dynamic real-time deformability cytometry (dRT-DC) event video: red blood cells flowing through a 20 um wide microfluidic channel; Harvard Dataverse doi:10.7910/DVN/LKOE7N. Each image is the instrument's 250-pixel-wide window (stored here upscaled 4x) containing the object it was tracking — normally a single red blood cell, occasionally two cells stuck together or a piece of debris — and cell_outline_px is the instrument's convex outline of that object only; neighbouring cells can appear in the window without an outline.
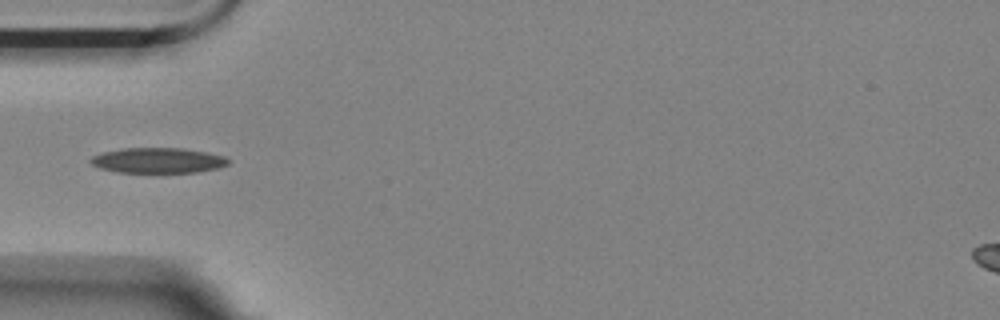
{"species": "Egyptian fruit bat (a non-hibernating species)", "species_latin": "Rousettus aegyptiacus", "temperature_condition": "room temperature", "stored_images_in_passage": 6, "camera_frame_rate_fps": 3000, "um_per_image_px": 0.085, "animal": {"sex": "female"}, "frame": {"image": 1, "passage_image": 2, "time_ms": 2.0, "image_size_px": [1000, 320], "cell_outline_px": [[228, 164], [220, 168], [196, 172], [116, 172], [100, 168], [92, 164], [88, 160], [92, 156], [104, 152], [124, 148], [184, 148], [208, 152], [224, 156], [228, 160]], "centroid_in_image_um": [13.44, 13.63], "position_along_channel_um": 71.6, "area_um2": 20.29}}
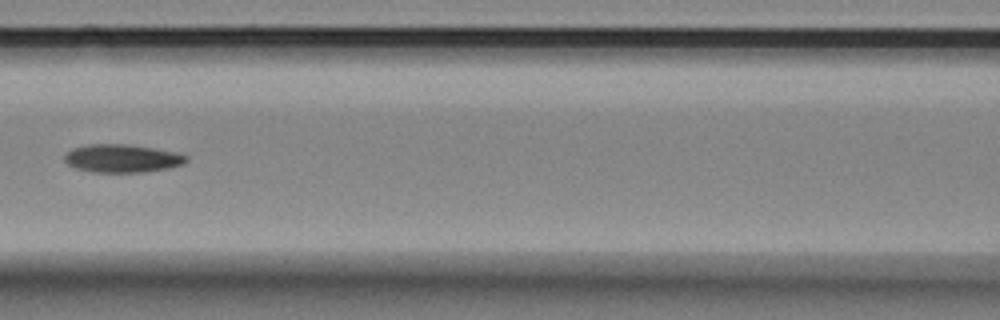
{"frame": {"image": 2, "passage_image": 4, "time_ms": 4.333, "image_size_px": [1000, 320], "cell_outline_px": [[188, 160], [184, 164], [168, 168], [144, 172], [92, 172], [76, 168], [68, 164], [64, 160], [64, 156], [72, 148], [88, 144], [120, 144], [152, 148], [176, 152], [188, 156]], "centroid_in_image_um": [10.38, 13.47], "position_along_channel_um": 156.2, "area_um2": 19.83}}
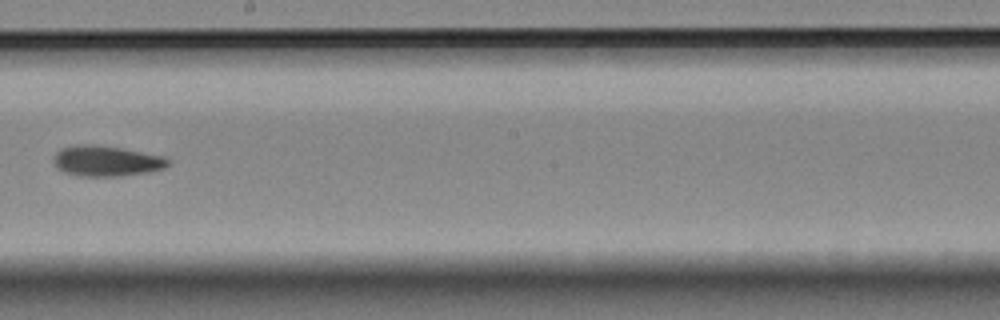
{"frame": {"image": 3, "passage_image": 6, "time_ms": 6.667, "image_size_px": [1000, 320], "cell_outline_px": [[168, 164], [164, 168], [148, 172], [120, 176], [76, 176], [64, 172], [56, 168], [52, 160], [52, 156], [60, 148], [80, 144], [88, 144], [120, 148], [164, 156], [168, 160]], "centroid_in_image_um": [8.97, 13.69], "position_along_channel_um": 239.2, "area_um2": 20.4}}